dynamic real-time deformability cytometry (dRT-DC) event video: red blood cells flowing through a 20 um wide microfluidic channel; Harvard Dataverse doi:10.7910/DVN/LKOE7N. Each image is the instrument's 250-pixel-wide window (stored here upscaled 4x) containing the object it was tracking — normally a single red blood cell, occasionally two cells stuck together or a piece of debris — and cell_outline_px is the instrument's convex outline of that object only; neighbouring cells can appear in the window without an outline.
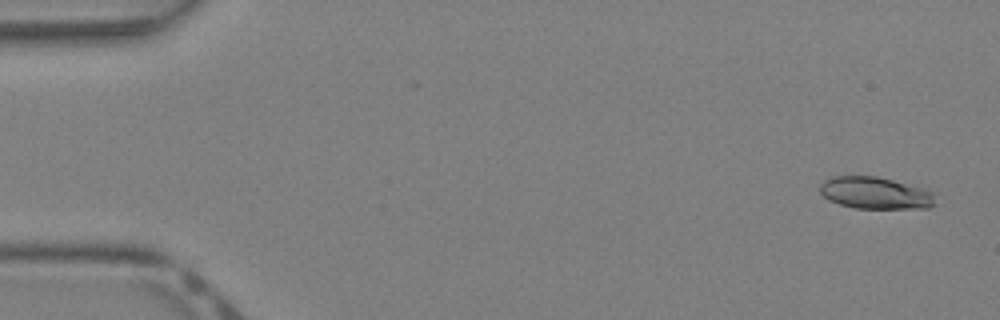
{"species": "Egyptian fruit bat (a non-hibernating species)", "species_latin": "Rousettus aegyptiacus", "temperature_condition": "warm", "stored_images_in_passage": 41, "camera_frame_rate_fps": 3000, "um_per_image_px": 0.085, "animal": {"sex": "female"}, "frame": {"image": 1, "passage_image": 2, "time_ms": 0.333, "image_size_px": [1000, 320], "cell_outline_px": [[940, 192], [936, 204], [928, 208], [856, 208], [840, 204], [828, 200], [820, 192], [820, 184], [824, 180], [832, 176], [876, 176]], "centroid_in_image_um": [74.5, 16.4], "position_along_channel_um": 10.5, "area_um2": 21.91}}
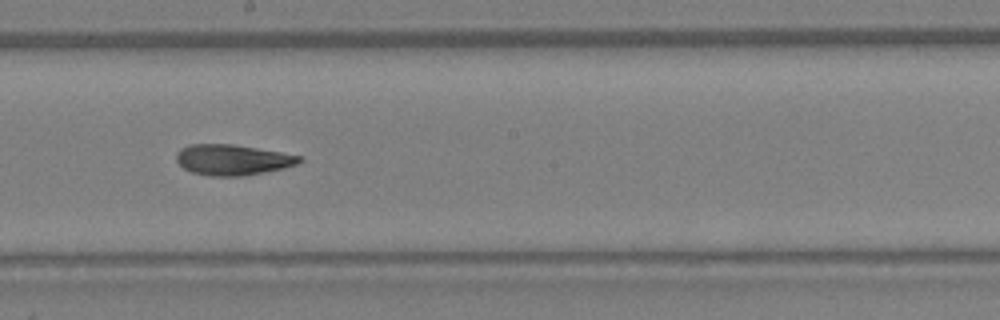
{"frame": {"image": 2, "passage_image": 23, "time_ms": 7.333, "image_size_px": [1000, 320], "cell_outline_px": [[304, 160], [296, 164], [284, 168], [244, 176], [212, 176], [192, 172], [184, 168], [176, 160], [176, 152], [180, 148], [188, 144], [232, 144], [280, 152], [300, 156]], "centroid_in_image_um": [19.74, 13.58], "position_along_channel_um": 228.5, "area_um2": 21.91}}
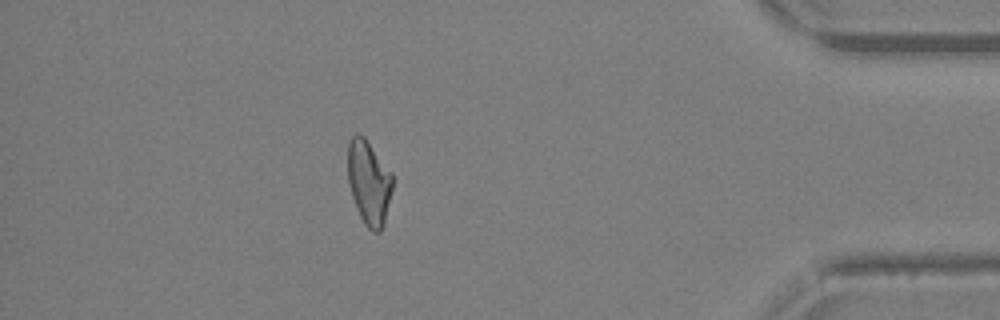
{"frame": {"image": 3, "passage_image": 36, "time_ms": 11.667, "image_size_px": [1000, 320], "cell_outline_px": [[392, 188], [384, 224], [380, 232], [372, 232], [364, 224], [360, 216], [352, 196], [348, 180], [348, 140], [356, 132], [364, 136], [392, 172]], "centroid_in_image_um": [31.35, 15.49], "position_along_channel_um": 403.9, "area_um2": 22.02}}